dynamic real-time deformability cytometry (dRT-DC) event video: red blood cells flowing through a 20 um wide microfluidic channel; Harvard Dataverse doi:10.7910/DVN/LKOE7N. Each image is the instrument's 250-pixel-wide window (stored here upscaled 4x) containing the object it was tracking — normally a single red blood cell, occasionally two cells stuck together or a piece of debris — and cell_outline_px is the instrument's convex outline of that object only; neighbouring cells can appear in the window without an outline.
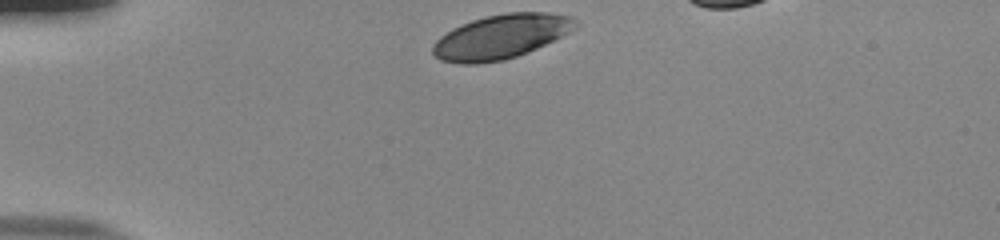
{"species": "human", "species_latin": "Homo sapiens", "temperature_condition": "room temperature", "stored_images_in_passage": 32, "camera_frame_rate_fps": 3000, "um_per_image_px": 0.085, "donor": {"sex": "male"}, "frame": {"image": 1, "passage_image": 1, "time_ms": 0.0, "image_size_px": [1000, 240], "cell_outline_px": [[580, 24], [576, 28], [536, 48], [516, 56], [504, 60], [476, 64], [460, 64], [440, 60], [432, 52], [432, 44], [440, 36], [452, 28], [472, 20], [488, 16], [508, 12], [548, 12], [572, 16]], "centroid_in_image_um": [42.56, 3.11], "position_along_channel_um": 42.4, "area_um2": 36.7}}
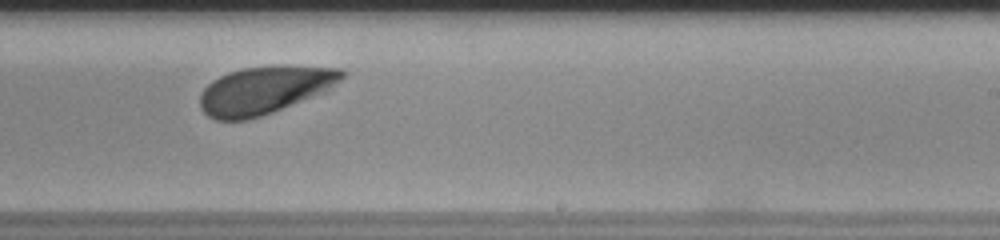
{"frame": {"image": 2, "passage_image": 22, "time_ms": 7.0, "image_size_px": [1000, 240], "cell_outline_px": [[344, 76], [328, 92], [272, 112], [248, 120], [216, 120], [208, 116], [200, 108], [200, 96], [204, 88], [212, 80], [228, 72], [244, 68], [272, 64], [284, 64], [344, 68]], "centroid_in_image_um": [22.54, 7.63], "position_along_channel_um": 266.5, "area_um2": 40.23}}
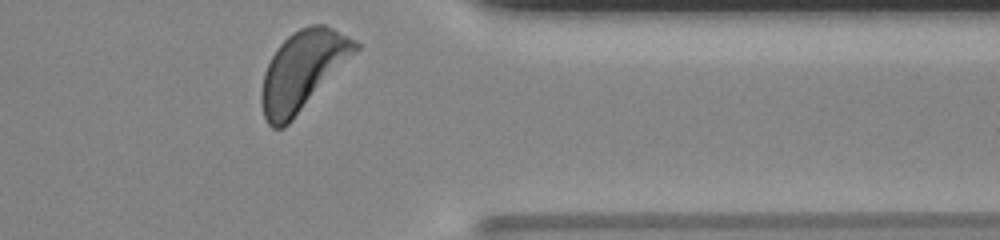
{"frame": {"image": 3, "passage_image": 32, "time_ms": 10.333, "image_size_px": [1000, 240], "cell_outline_px": [[360, 48], [292, 120], [284, 128], [272, 128], [268, 124], [264, 116], [260, 100], [260, 92], [264, 72], [276, 48], [292, 32], [308, 24], [324, 24], [356, 40], [360, 44]], "centroid_in_image_um": [25.7, 5.99], "position_along_channel_um": 385.7, "area_um2": 42.95}, "authors_computed_cell_mechanics": {"area_um2": 39.4485, "velocity_mm_per_s": 3.786, "shape_relaxation_time_tau1_ms": 1.9522, "shape_relaxation_time_tau2_ms": null, "deformation_change_tau1": 0.1012, "deformation_change_tau2": null}}